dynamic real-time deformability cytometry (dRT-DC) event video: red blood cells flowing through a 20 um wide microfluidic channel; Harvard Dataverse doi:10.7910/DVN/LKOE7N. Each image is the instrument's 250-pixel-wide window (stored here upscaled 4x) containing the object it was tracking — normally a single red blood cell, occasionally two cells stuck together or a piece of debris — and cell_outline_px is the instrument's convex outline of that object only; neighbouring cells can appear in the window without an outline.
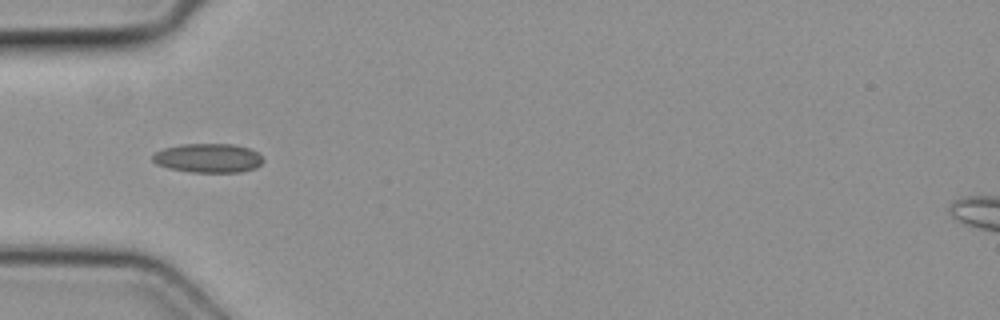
{"species": "common noctule bat (a hibernating species)", "species_latin": "Nyctalus noctula", "temperature_condition": "cold", "stored_images_in_passage": 1, "camera_frame_rate_fps": 3000, "um_per_image_px": 0.085, "animal": {"sex": "female", "body_mass_g": 19.3, "forearm_length_mm": 54.1}, "frame": {"image": 1, "passage_image": 1, "time_ms": 0.0, "image_size_px": [1000, 320], "cell_outline_px": [[264, 160], [256, 168], [240, 172], [188, 172], [168, 168], [156, 164], [152, 160], [152, 156], [156, 152], [164, 148], [184, 144], [232, 144], [248, 148], [256, 152]], "centroid_in_image_um": [17.67, 13.44], "position_along_channel_um": 67.3, "area_um2": 18.67}}